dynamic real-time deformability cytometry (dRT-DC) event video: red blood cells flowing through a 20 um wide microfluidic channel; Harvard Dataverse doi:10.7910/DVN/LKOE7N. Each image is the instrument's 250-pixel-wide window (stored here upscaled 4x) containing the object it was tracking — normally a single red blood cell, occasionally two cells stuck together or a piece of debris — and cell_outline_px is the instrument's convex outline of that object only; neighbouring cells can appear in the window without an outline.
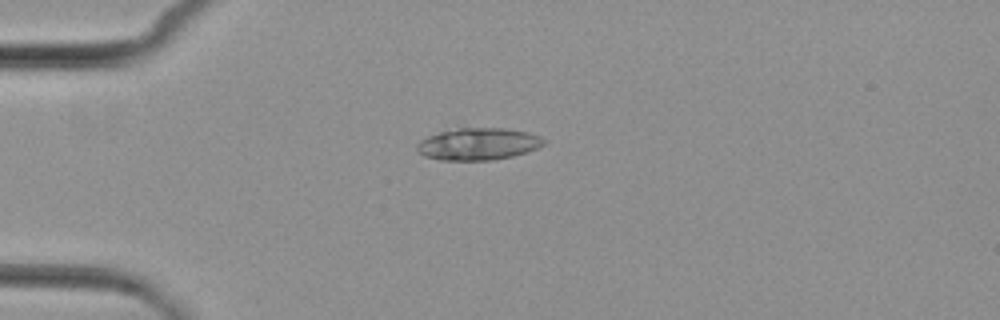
{"species": "common noctule bat (a hibernating species)", "species_latin": "Nyctalus noctula", "temperature_condition": "cold", "stored_images_in_passage": 5, "camera_frame_rate_fps": 3000, "um_per_image_px": 0.085, "animal": {"sex": "female", "body_mass_g": 29.2, "forearm_length_mm": 56.3}, "frame": {"image": 1, "passage_image": 1, "time_ms": 0.0, "image_size_px": [1000, 320], "cell_outline_px": [[544, 144], [528, 152], [512, 156], [492, 160], [440, 160], [424, 156], [416, 148], [416, 144], [420, 140], [428, 136], [440, 132], [460, 128], [504, 128], [528, 132], [540, 136], [544, 140]], "centroid_in_image_um": [40.64, 12.24], "position_along_channel_um": 44.4, "area_um2": 23.58}}
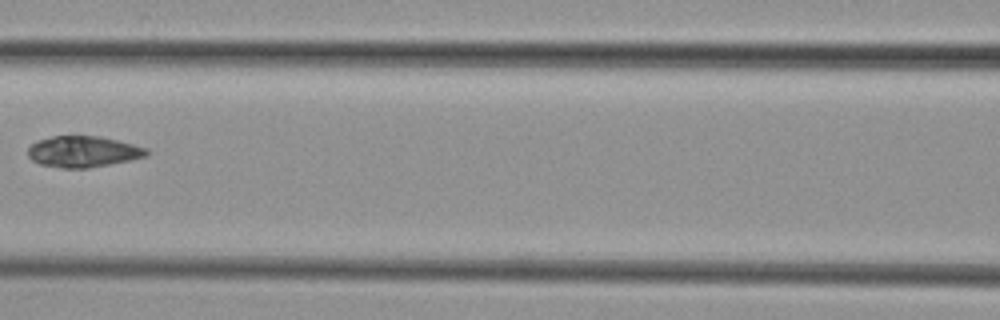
{"frame": {"image": 2, "passage_image": 4, "time_ms": 3.667, "image_size_px": [1000, 320], "cell_outline_px": [[148, 156], [88, 168], [64, 168], [40, 164], [32, 160], [28, 156], [28, 148], [36, 140], [52, 136], [100, 136], [148, 148]], "centroid_in_image_um": [7.04, 12.88], "position_along_channel_um": 159.6, "area_um2": 21.39}}
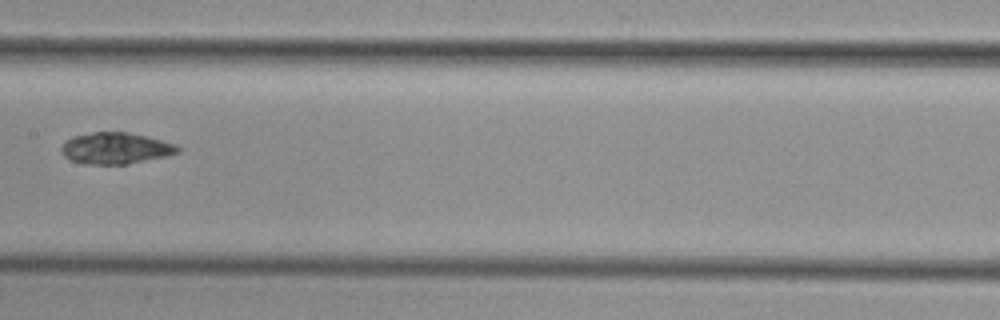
{"frame": {"image": 3, "passage_image": 5, "time_ms": 4.667, "image_size_px": [1000, 320], "cell_outline_px": [[180, 152], [164, 156], [128, 164], [80, 164], [64, 156], [60, 152], [60, 148], [72, 136], [92, 132], [128, 132], [176, 144], [180, 148]], "centroid_in_image_um": [9.8, 12.6], "position_along_channel_um": 197.6, "area_um2": 21.15}}